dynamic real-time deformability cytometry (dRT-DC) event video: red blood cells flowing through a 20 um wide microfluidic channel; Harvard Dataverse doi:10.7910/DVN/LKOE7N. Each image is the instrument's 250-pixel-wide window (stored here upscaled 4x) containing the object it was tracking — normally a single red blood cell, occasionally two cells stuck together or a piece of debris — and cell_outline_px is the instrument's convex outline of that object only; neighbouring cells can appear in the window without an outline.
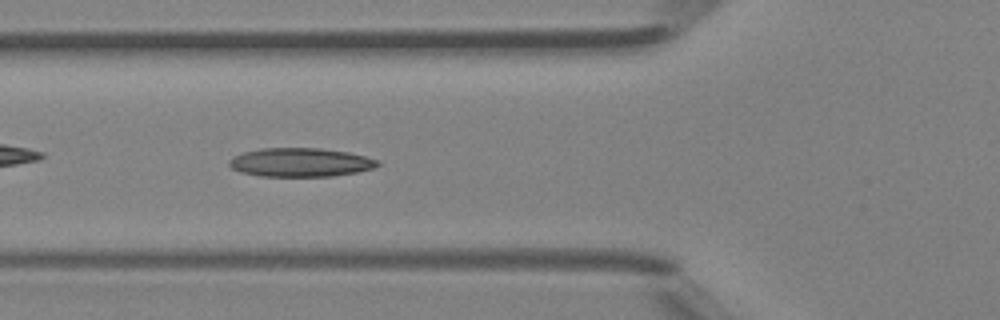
{"species": "Egyptian fruit bat (a non-hibernating species)", "species_latin": "Rousettus aegyptiacus", "temperature_condition": "room temperature", "stored_images_in_passage": 36, "camera_frame_rate_fps": 3000, "um_per_image_px": 0.085, "animal": {"sex": "female"}, "frame": {"image": 1, "passage_image": 5, "time_ms": 1.333, "image_size_px": [1000, 320], "cell_outline_px": [[380, 164], [372, 168], [356, 172], [332, 176], [260, 176], [240, 172], [232, 168], [228, 164], [228, 160], [232, 156], [244, 152], [260, 148], [320, 148], [348, 152], [380, 160]], "centroid_in_image_um": [25.5, 13.79], "position_along_channel_um": 100.3, "area_um2": 24.91}}
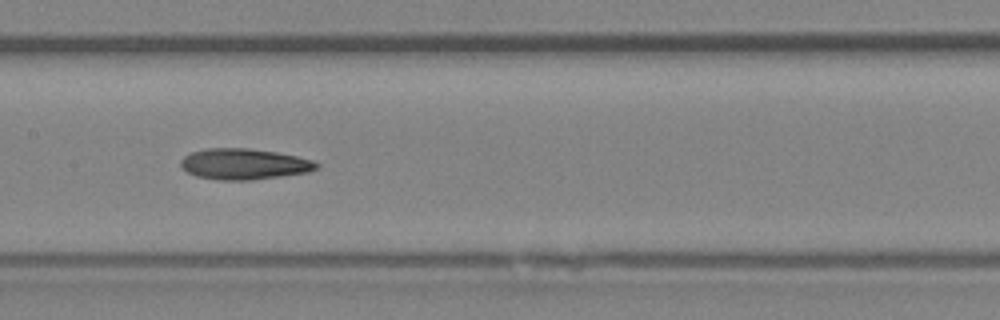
{"frame": {"image": 2, "passage_image": 11, "time_ms": 3.333, "image_size_px": [1000, 320], "cell_outline_px": [[320, 164], [316, 168], [308, 172], [252, 180], [216, 180], [196, 176], [188, 172], [180, 164], [180, 160], [184, 156], [192, 152], [208, 148], [248, 148], [276, 152], [296, 156], [312, 160]], "centroid_in_image_um": [20.73, 13.94], "position_along_channel_um": 186.7, "area_um2": 24.33}}
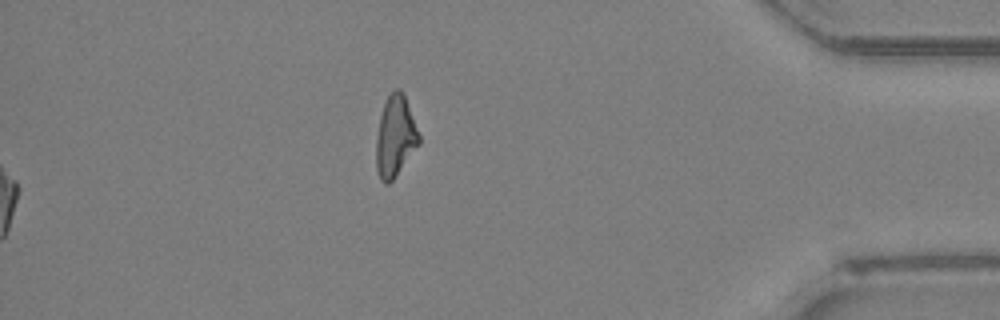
{"frame": {"image": 3, "passage_image": 36, "time_ms": 11.667, "image_size_px": [1000, 320], "cell_outline_px": [[420, 144], [392, 180], [388, 184], [384, 184], [380, 180], [376, 168], [376, 136], [380, 116], [384, 104], [388, 96], [396, 88], [400, 88], [404, 92], [420, 136]], "centroid_in_image_um": [33.6, 11.59], "position_along_channel_um": 401.6, "area_um2": 20.29}, "authors_computed_cell_mechanics": {"area_um2": 23.8714, "velocity_mm_per_s": 4.3148, "shape_relaxation_time_tau1_ms": 6.8946, "shape_relaxation_time_tau2_ms": null, "deformation_change_tau1": 0.1584, "deformation_change_tau2": null}}